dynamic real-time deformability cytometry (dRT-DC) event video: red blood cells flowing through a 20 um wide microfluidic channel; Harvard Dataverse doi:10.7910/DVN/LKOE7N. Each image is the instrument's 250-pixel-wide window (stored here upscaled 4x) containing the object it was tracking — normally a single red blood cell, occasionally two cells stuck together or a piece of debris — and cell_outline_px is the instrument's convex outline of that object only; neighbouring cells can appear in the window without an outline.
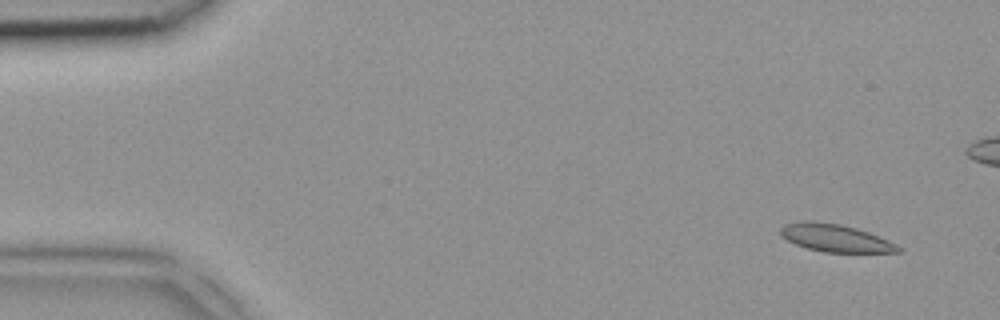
{"species": "common noctule bat (a hibernating species)", "species_latin": "Nyctalus noctula", "temperature_condition": "room temperature", "stored_images_in_passage": 3, "camera_frame_rate_fps": 3000, "um_per_image_px": 0.085, "animal": {"sex": "female", "body_mass_g": 18.4}, "frame": {"image": 1, "passage_image": 1, "time_ms": 0.0, "image_size_px": [1000, 320], "cell_outline_px": [[904, 248], [900, 252], [824, 252], [808, 248], [796, 244], [780, 236], [780, 228], [784, 224], [800, 220], [812, 220], [840, 224], [856, 228], [868, 232], [888, 240]], "centroid_in_image_um": [70.98, 20.21], "position_along_channel_um": 14.0, "area_um2": 19.02}}